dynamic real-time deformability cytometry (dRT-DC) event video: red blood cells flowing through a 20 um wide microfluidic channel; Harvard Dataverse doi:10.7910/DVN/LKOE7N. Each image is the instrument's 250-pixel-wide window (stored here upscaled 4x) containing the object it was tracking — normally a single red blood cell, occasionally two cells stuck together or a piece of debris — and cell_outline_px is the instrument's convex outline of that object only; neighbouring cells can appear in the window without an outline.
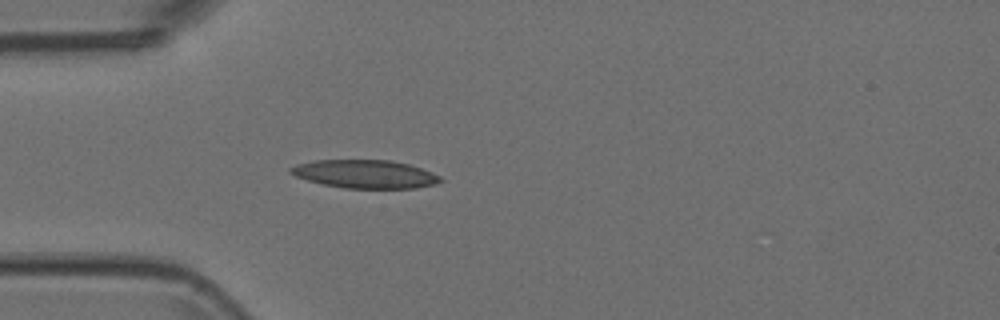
{"species": "Egyptian fruit bat (a non-hibernating species)", "species_latin": "Rousettus aegyptiacus", "temperature_condition": "room temperature", "stored_images_in_passage": 1, "camera_frame_rate_fps": 3000, "um_per_image_px": 0.085, "animal": {"sex": "female"}, "frame": {"image": 1, "passage_image": 1, "time_ms": 0.0, "image_size_px": [1000, 320], "cell_outline_px": [[444, 180], [436, 184], [416, 188], [344, 188], [324, 184], [308, 180], [296, 176], [288, 172], [288, 168], [296, 164], [316, 160], [392, 160], [408, 164], [432, 172], [440, 176]], "centroid_in_image_um": [31.04, 14.79], "position_along_channel_um": 54.0, "area_um2": 24.68}}